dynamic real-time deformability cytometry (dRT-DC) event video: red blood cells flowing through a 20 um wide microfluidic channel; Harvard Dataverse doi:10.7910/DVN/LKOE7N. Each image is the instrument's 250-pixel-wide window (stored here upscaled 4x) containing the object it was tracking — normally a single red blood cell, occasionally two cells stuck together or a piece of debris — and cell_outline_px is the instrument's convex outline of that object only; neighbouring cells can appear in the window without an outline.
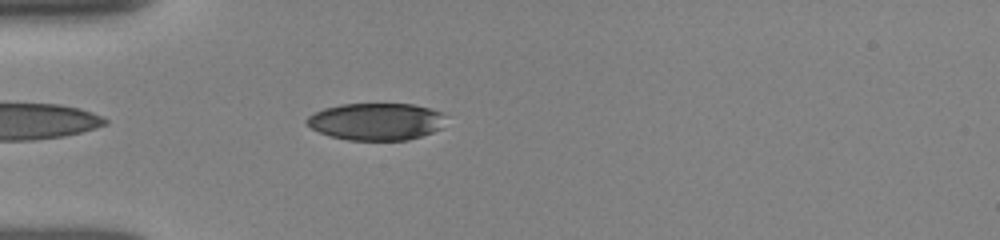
{"species": "human", "species_latin": "Homo sapiens", "temperature_condition": "room temperature", "stored_images_in_passage": 39, "camera_frame_rate_fps": 3000, "um_per_image_px": 0.085, "donor": {"sex": "female"}, "frame": {"image": 1, "passage_image": 3, "time_ms": 0.667, "image_size_px": [1000, 240], "cell_outline_px": [[448, 116], [440, 128], [432, 132], [408, 140], [348, 140], [332, 136], [320, 132], [312, 128], [304, 120], [308, 116], [324, 108], [340, 104], [412, 104], [444, 112]], "centroid_in_image_um": [32.01, 10.32], "position_along_channel_um": 53.0, "area_um2": 30.11}}
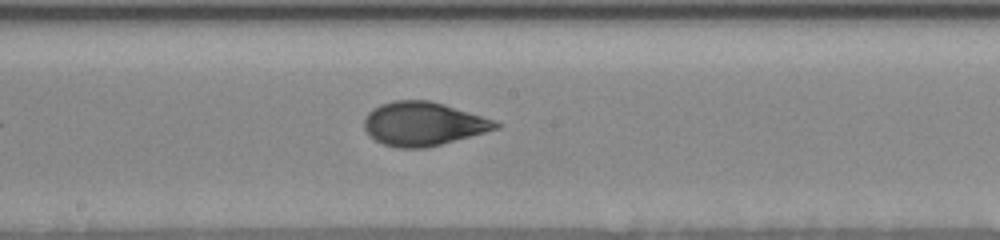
{"frame": {"image": 2, "passage_image": 16, "time_ms": 5.0, "image_size_px": [1000, 240], "cell_outline_px": [[504, 124], [500, 128], [440, 144], [424, 148], [396, 148], [384, 144], [368, 136], [364, 128], [364, 116], [372, 108], [380, 104], [392, 100], [428, 100], [444, 104], [496, 120]], "centroid_in_image_um": [35.96, 10.52], "position_along_channel_um": 212.2, "area_um2": 33.7}}
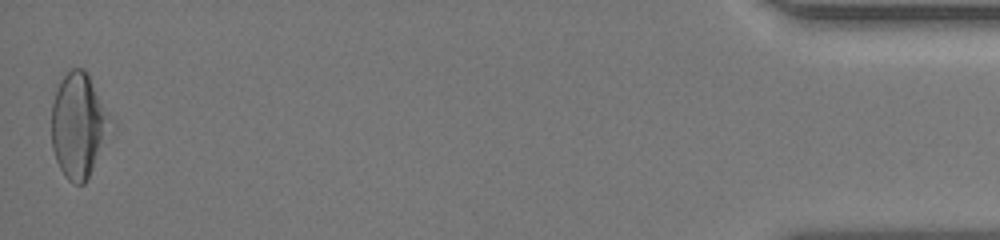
{"frame": {"image": 3, "passage_image": 39, "time_ms": 12.667, "image_size_px": [1000, 240], "cell_outline_px": [[116, 124], [112, 136], [84, 184], [72, 184], [64, 176], [56, 160], [52, 148], [52, 104], [56, 92], [64, 76], [72, 68], [84, 68], [88, 72], [116, 120]], "centroid_in_image_um": [6.78, 10.67], "position_along_channel_um": 428.4, "area_um2": 37.45}, "authors_computed_cell_mechanics": {"area_um2": 32.946, "velocity_mm_per_s": 3.9202, "shape_relaxation_time_tau1_ms": 4.5133, "shape_relaxation_time_tau2_ms": 0.8159, "deformation_change_tau1": 0.172, "deformation_change_tau2": 0.0632}}